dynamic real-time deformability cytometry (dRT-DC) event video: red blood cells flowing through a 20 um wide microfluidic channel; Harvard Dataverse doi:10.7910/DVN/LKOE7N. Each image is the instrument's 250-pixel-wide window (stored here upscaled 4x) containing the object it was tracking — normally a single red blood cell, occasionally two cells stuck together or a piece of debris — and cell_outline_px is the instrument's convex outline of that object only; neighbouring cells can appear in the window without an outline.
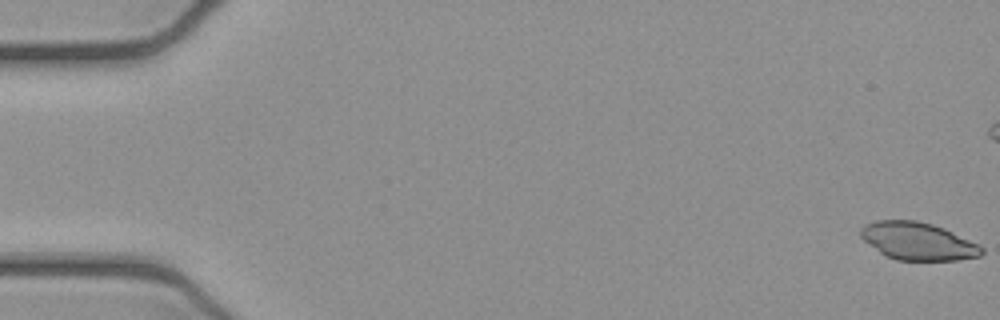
{"species": "common noctule bat (a hibernating species)", "species_latin": "Nyctalus noctula", "temperature_condition": "cold", "stored_images_in_passage": 17, "camera_frame_rate_fps": 3000, "um_per_image_px": 0.085, "animal": {"sex": "female", "body_mass_g": 21.9}, "frame": {"image": 1, "passage_image": 1, "time_ms": 0.0, "image_size_px": [1000, 320], "cell_outline_px": [[984, 252], [980, 256], [956, 260], [896, 260], [880, 252], [864, 240], [860, 236], [860, 228], [864, 224], [876, 220], [916, 220], [932, 224], [944, 228], [984, 248]], "centroid_in_image_um": [77.99, 20.49], "position_along_channel_um": 7.0, "area_um2": 26.3}}